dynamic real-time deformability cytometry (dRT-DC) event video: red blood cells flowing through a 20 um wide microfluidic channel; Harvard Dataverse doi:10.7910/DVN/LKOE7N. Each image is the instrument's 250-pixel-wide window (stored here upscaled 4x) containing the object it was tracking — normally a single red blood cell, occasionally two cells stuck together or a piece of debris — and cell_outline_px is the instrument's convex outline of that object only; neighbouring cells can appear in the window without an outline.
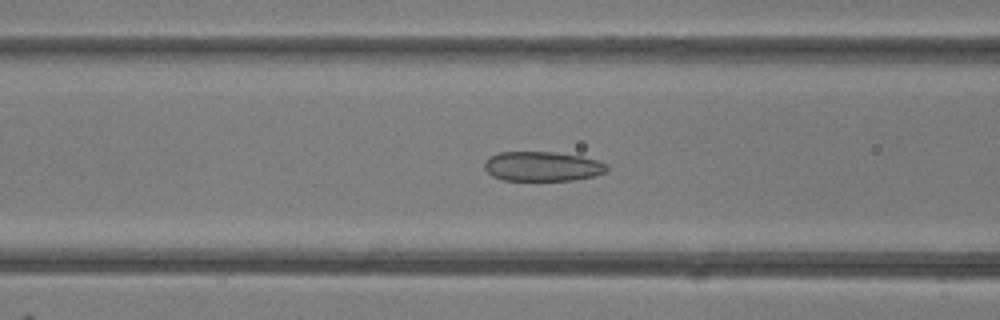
{"species": "common noctule bat (a hibernating species)", "species_latin": "Nyctalus noctula", "temperature_condition": "room temperature", "stored_images_in_passage": 48, "camera_frame_rate_fps": 3000, "um_per_image_px": 0.085, "animal": {"sex": "female"}, "frame": {"image": 1, "passage_image": 19, "time_ms": 6.0, "image_size_px": [1000, 320], "cell_outline_px": [[608, 172], [592, 176], [572, 180], [500, 180], [492, 176], [484, 168], [484, 160], [488, 156], [500, 152], [556, 152], [580, 156], [596, 160], [608, 164]], "centroid_in_image_um": [46.07, 14.14], "position_along_channel_um": 120.5, "area_um2": 21.27}}
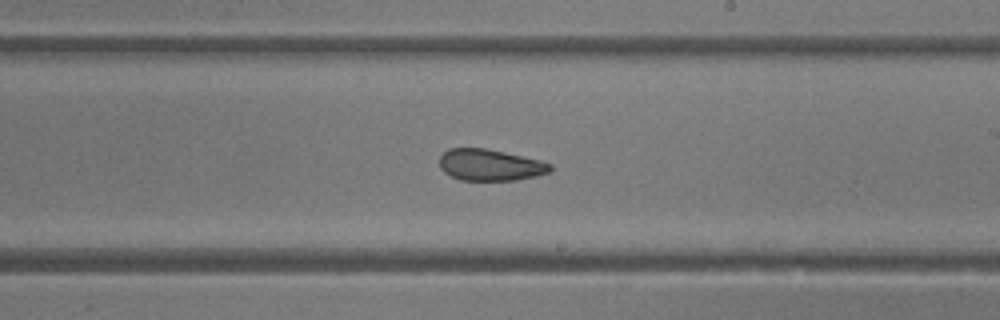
{"frame": {"image": 2, "passage_image": 28, "time_ms": 9.0, "image_size_px": [1000, 320], "cell_outline_px": [[552, 172], [536, 176], [516, 180], [460, 180], [444, 172], [440, 168], [440, 156], [448, 148], [488, 148], [540, 160], [552, 164]], "centroid_in_image_um": [41.68, 14.02], "position_along_channel_um": 247.3, "area_um2": 20.46}}
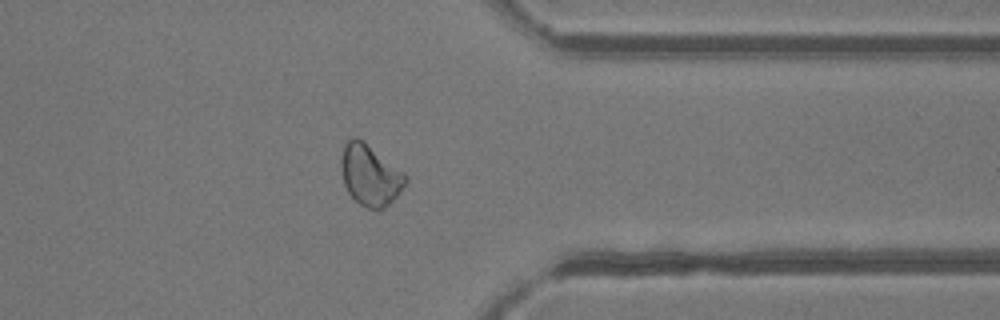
{"frame": {"image": 3, "passage_image": 38, "time_ms": 12.333, "image_size_px": [1000, 320], "cell_outline_px": [[408, 180], [396, 196], [384, 208], [376, 212], [364, 208], [348, 192], [344, 184], [340, 164], [340, 160], [344, 144], [352, 136], [356, 136], [404, 172], [408, 176]], "centroid_in_image_um": [31.44, 14.91], "position_along_channel_um": 380.0, "area_um2": 22.89}, "authors_computed_cell_mechanics": {"area_um2": 23.409, "velocity_mm_per_s": 4.2381, "shape_relaxation_time_tau1_ms": null, "shape_relaxation_time_tau2_ms": 2.0813, "deformation_change_tau1": null, "deformation_change_tau2": 0.0811}}